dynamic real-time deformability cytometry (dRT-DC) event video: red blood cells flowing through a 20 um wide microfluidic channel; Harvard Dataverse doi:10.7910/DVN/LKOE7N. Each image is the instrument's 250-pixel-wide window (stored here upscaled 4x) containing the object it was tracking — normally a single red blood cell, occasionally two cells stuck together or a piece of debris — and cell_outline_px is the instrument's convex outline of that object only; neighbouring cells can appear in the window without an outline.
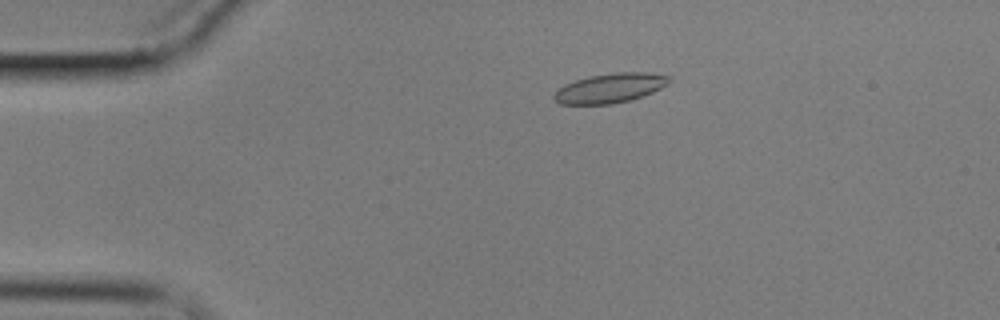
{"species": "common noctule bat (a hibernating species)", "species_latin": "Nyctalus noctula", "temperature_condition": "cold", "stored_images_in_passage": 62, "camera_frame_rate_fps": 3000, "um_per_image_px": 0.085, "animal": {"sex": "male", "body_mass_g": 17.9}, "frame": {"image": 1, "passage_image": 13, "time_ms": 4.0, "image_size_px": [1000, 320], "cell_outline_px": [[672, 80], [668, 84], [644, 96], [612, 104], [560, 104], [552, 96], [564, 84], [588, 76], [612, 72], [648, 72], [672, 76]], "centroid_in_image_um": [51.9, 7.47], "position_along_channel_um": 33.1, "area_um2": 19.88}}
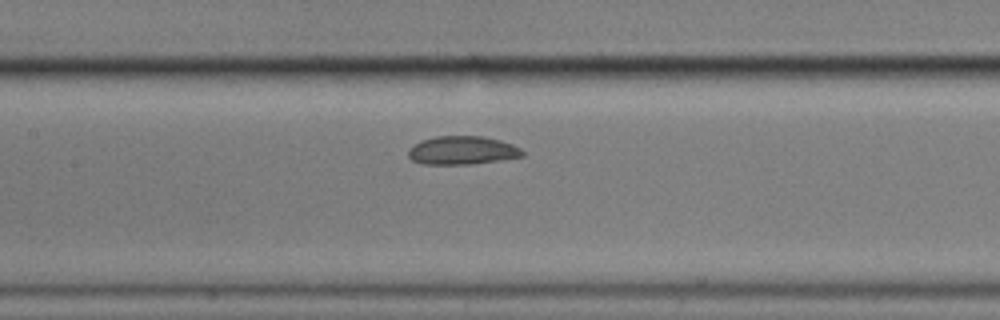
{"frame": {"image": 2, "passage_image": 30, "time_ms": 9.667, "image_size_px": [1000, 320], "cell_outline_px": [[524, 156], [500, 160], [468, 164], [420, 164], [412, 160], [408, 156], [408, 148], [424, 140], [436, 136], [484, 136], [500, 140], [512, 144], [520, 148], [524, 152]], "centroid_in_image_um": [39.3, 12.78], "position_along_channel_um": 168.1, "area_um2": 18.84}}
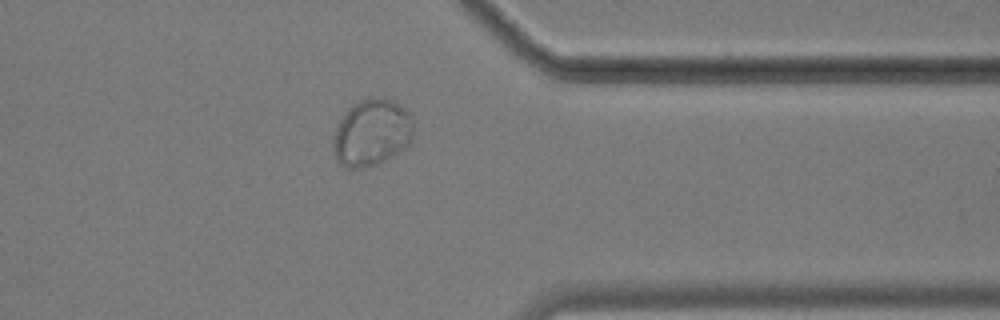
{"frame": {"image": 3, "passage_image": 50, "time_ms": 16.333, "image_size_px": [1000, 320], "cell_outline_px": [[412, 136], [408, 144], [404, 148], [384, 160], [376, 164], [360, 168], [344, 168], [336, 160], [332, 152], [332, 140], [336, 128], [340, 120], [348, 108], [360, 100], [368, 96], [388, 100], [396, 104], [408, 112], [412, 116]], "centroid_in_image_um": [31.54, 11.3], "position_along_channel_um": 379.9, "area_um2": 31.04}, "authors_computed_cell_mechanics": {"area_um2": 19.6809, "velocity_mm_per_s": 3.2899, "shape_relaxation_time_tau1_ms": 4.1918, "shape_relaxation_time_tau2_ms": null, "deformation_change_tau1": 0.122, "deformation_change_tau2": null}}